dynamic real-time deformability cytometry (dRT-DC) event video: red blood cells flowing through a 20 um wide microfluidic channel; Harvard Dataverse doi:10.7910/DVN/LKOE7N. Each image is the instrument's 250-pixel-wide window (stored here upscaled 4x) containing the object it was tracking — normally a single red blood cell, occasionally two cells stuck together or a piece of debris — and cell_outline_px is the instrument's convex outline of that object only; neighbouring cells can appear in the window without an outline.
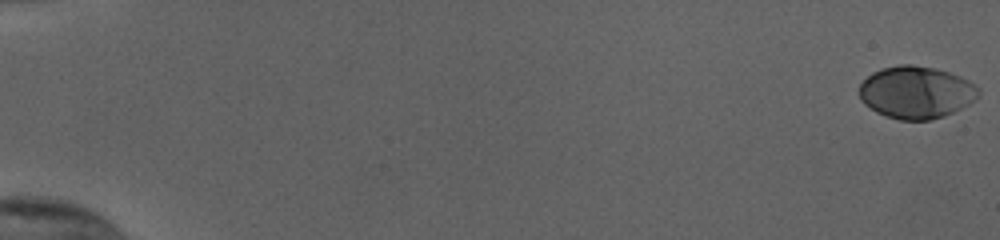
{"species": "human", "species_latin": "Homo sapiens", "temperature_condition": "cold", "stored_images_in_passage": 56, "camera_frame_rate_fps": 3000, "um_per_image_px": 0.085, "donor": {"sex": "female"}, "frame": {"image": 1, "passage_image": 1, "time_ms": 0.0, "image_size_px": [1000, 240], "cell_outline_px": [[980, 96], [976, 100], [944, 116], [932, 120], [900, 120], [876, 112], [864, 104], [860, 100], [860, 84], [872, 72], [884, 68], [900, 64], [912, 64], [932, 68], [948, 72], [960, 76], [968, 80], [980, 88]], "centroid_in_image_um": [77.89, 7.85], "position_along_channel_um": 7.1, "area_um2": 36.36}}
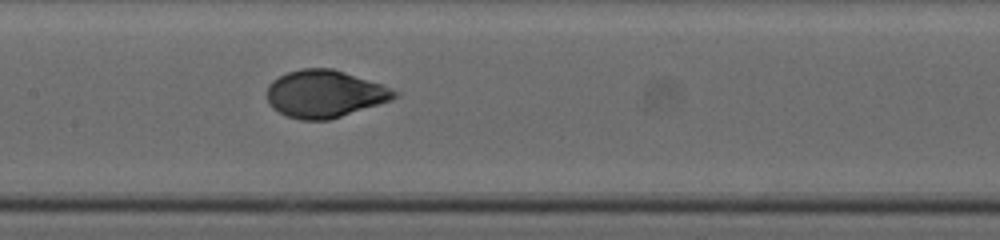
{"frame": {"image": 2, "passage_image": 30, "time_ms": 9.667, "image_size_px": [1000, 240], "cell_outline_px": [[396, 96], [392, 100], [328, 120], [300, 120], [288, 116], [272, 108], [268, 104], [268, 84], [272, 80], [288, 72], [300, 68], [332, 68], [380, 84], [396, 92]], "centroid_in_image_um": [27.55, 7.98], "position_along_channel_um": 179.9, "area_um2": 34.74}}
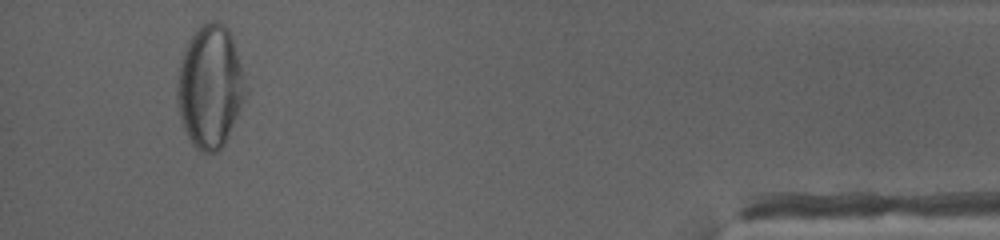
{"frame": {"image": 3, "passage_image": 53, "time_ms": 17.333, "image_size_px": [1000, 240], "cell_outline_px": [[248, 92], [228, 136], [224, 144], [216, 152], [204, 152], [196, 148], [192, 144], [180, 120], [176, 96], [176, 80], [180, 56], [188, 40], [196, 28], [200, 24], [212, 20], [216, 20], [224, 24], [228, 28], [232, 36], [248, 88]], "centroid_in_image_um": [17.84, 7.32], "position_along_channel_um": 417.4, "area_um2": 49.65}, "authors_computed_cell_mechanics": {"area_um2": 35.4603, "velocity_mm_per_s": 3.8211, "shape_relaxation_time_tau1_ms": 3.7993, "shape_relaxation_time_tau2_ms": null, "deformation_change_tau1": 0.1726, "deformation_change_tau2": null}}